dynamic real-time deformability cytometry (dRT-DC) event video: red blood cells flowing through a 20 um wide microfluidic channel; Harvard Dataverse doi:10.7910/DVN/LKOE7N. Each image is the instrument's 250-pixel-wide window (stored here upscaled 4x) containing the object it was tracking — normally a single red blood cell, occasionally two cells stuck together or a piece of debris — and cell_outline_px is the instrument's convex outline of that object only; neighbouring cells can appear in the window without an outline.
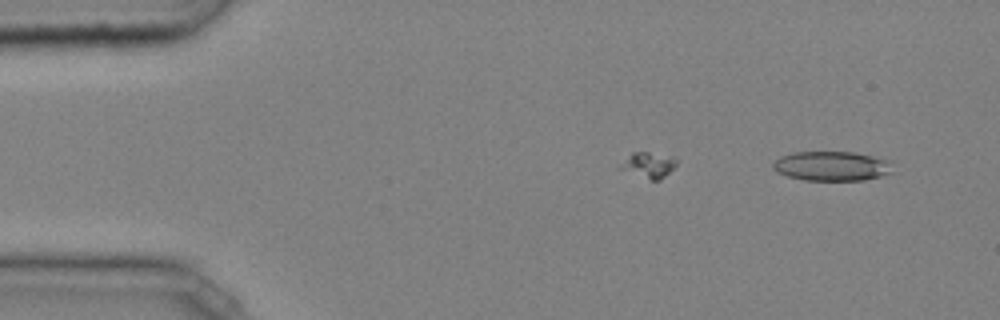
{"species": "common noctule bat (a hibernating species)", "species_latin": "Nyctalus noctula", "temperature_condition": "cold", "stored_images_in_passage": 43, "camera_frame_rate_fps": 3000, "um_per_image_px": 0.085, "animal": {"sex": "male", "body_mass_g": 20.4}, "frame": {"image": 1, "passage_image": 1, "time_ms": 0.0, "image_size_px": [1000, 320], "cell_outline_px": [[896, 172], [864, 180], [804, 180], [788, 176], [776, 172], [772, 168], [772, 164], [780, 156], [792, 152], [852, 152], [892, 160]], "centroid_in_image_um": [70.75, 14.11], "position_along_channel_um": 14.2, "area_um2": 20.92}}
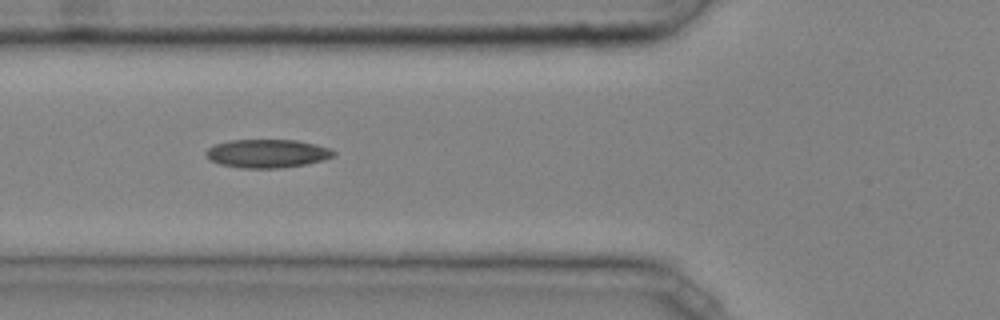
{"frame": {"image": 2, "passage_image": 15, "time_ms": 4.667, "image_size_px": [1000, 320], "cell_outline_px": [[336, 156], [324, 160], [304, 164], [280, 168], [240, 168], [220, 164], [212, 160], [204, 152], [208, 148], [216, 144], [228, 140], [296, 140], [316, 144], [332, 148], [336, 152]], "centroid_in_image_um": [22.76, 13.04], "position_along_channel_um": 103.0, "area_um2": 21.21}}
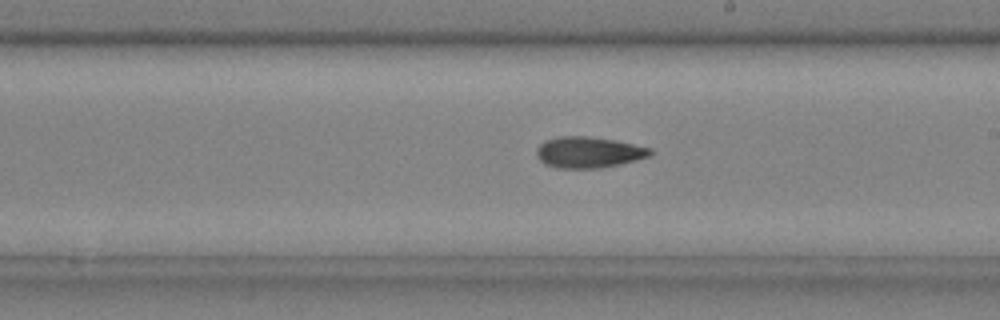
{"frame": {"image": 3, "passage_image": 25, "time_ms": 8.0, "image_size_px": [1000, 320], "cell_outline_px": [[656, 152], [652, 156], [620, 164], [600, 168], [556, 168], [544, 164], [536, 156], [536, 148], [544, 140], [560, 136], [588, 136], [616, 140], [652, 148]], "centroid_in_image_um": [50.06, 12.94], "position_along_channel_um": 238.9, "area_um2": 20.98}, "authors_computed_cell_mechanics": {"area_um2": 20.6346, "velocity_mm_per_s": 4.0681, "shape_relaxation_time_tau1_ms": 7.3926, "shape_relaxation_time_tau2_ms": null, "deformation_change_tau1": 0.1442, "deformation_change_tau2": null}}